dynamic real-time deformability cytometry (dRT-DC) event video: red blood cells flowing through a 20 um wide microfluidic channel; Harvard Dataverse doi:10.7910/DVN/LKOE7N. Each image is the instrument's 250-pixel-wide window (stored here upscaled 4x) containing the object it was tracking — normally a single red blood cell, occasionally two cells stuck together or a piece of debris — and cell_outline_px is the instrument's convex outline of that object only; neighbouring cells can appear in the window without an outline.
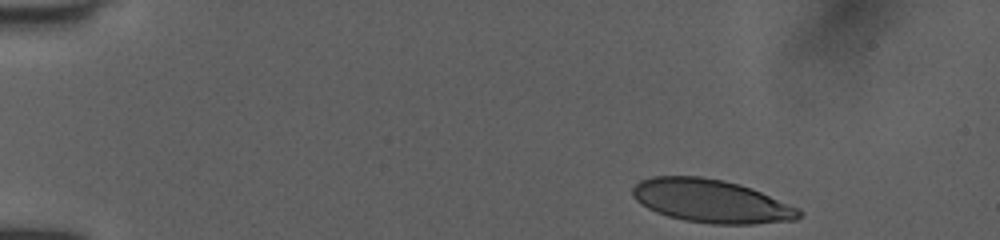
{"species": "human", "species_latin": "Homo sapiens", "temperature_condition": "room temperature", "stored_images_in_passage": 41, "camera_frame_rate_fps": 3000, "um_per_image_px": 0.085, "donor": {"sex": "female"}, "frame": {"image": 1, "passage_image": 1, "time_ms": 0.0, "image_size_px": [1000, 240], "cell_outline_px": [[804, 212], [796, 220], [752, 224], [712, 224], [684, 220], [668, 216], [656, 212], [640, 204], [632, 196], [632, 188], [640, 180], [652, 176], [700, 176], [740, 184], [752, 188], [800, 208]], "centroid_in_image_um": [60.46, 17.09], "position_along_channel_um": 24.5, "area_um2": 42.08}}
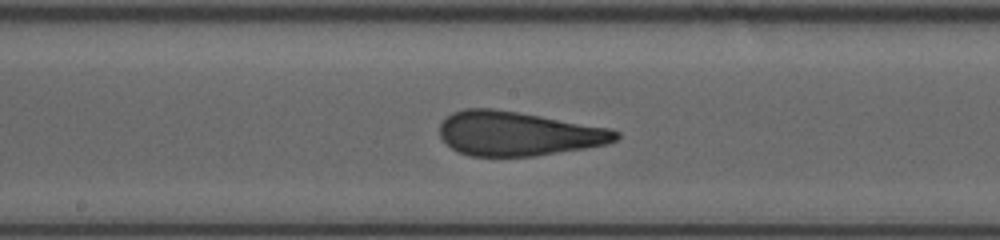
{"frame": {"image": 2, "passage_image": 22, "time_ms": 7.0, "image_size_px": [1000, 240], "cell_outline_px": [[620, 136], [616, 140], [608, 144], [536, 156], [468, 156], [452, 148], [440, 136], [440, 124], [452, 112], [464, 108], [492, 108], [612, 128], [620, 132]], "centroid_in_image_um": [44.05, 11.36], "position_along_channel_um": 204.1, "area_um2": 45.32}}
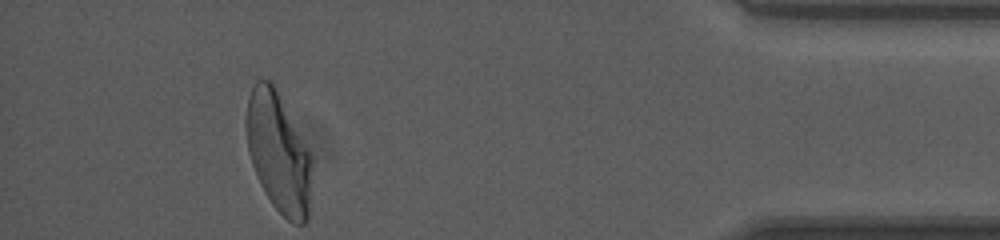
{"frame": {"image": 3, "passage_image": 41, "time_ms": 13.333, "image_size_px": [1000, 240], "cell_outline_px": [[312, 164], [308, 220], [304, 224], [292, 224], [272, 204], [264, 192], [260, 184], [252, 164], [248, 152], [244, 124], [244, 120], [248, 96], [256, 80], [272, 80], [312, 156]], "centroid_in_image_um": [23.65, 12.95], "position_along_channel_um": 411.6, "area_um2": 46.24}, "authors_computed_cell_mechanics": {"area_um2": 45.1996, "velocity_mm_per_s": 4.0285, "shape_relaxation_time_tau1_ms": 6.3219, "shape_relaxation_time_tau2_ms": 0.9263, "deformation_change_tau1": 0.2468, "deformation_change_tau2": 0.0985}}